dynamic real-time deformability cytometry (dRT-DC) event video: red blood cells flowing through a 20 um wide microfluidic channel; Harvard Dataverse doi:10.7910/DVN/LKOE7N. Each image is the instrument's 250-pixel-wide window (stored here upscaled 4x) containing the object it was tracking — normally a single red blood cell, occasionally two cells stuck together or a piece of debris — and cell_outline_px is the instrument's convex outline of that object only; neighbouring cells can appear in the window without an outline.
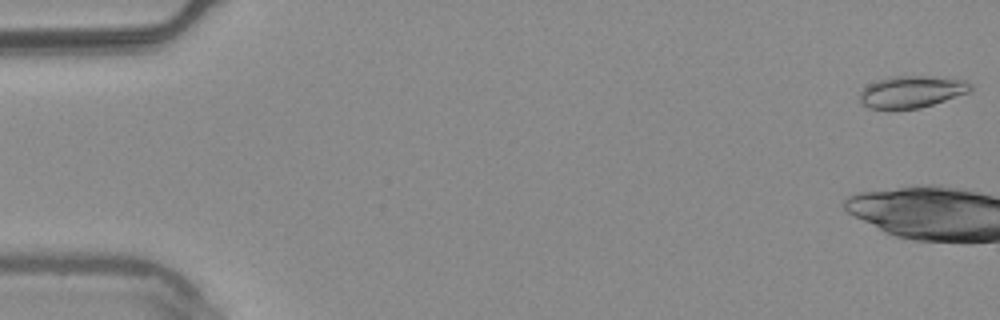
{"species": "common noctule bat (a hibernating species)", "species_latin": "Nyctalus noctula", "temperature_condition": "warm", "stored_images_in_passage": 7, "camera_frame_rate_fps": 3000, "um_per_image_px": 0.085, "animal": {"sex": "male", "body_mass_g": 20.4}, "frame": {"image": 1, "passage_image": 1, "time_ms": 0.0, "image_size_px": [1000, 320], "cell_outline_px": [[972, 88], [968, 92], [920, 108], [868, 108], [860, 100], [860, 92], [868, 84], [876, 80], [888, 76], [928, 76], [964, 80], [972, 84]], "centroid_in_image_um": [77.46, 7.78], "position_along_channel_um": 7.5, "area_um2": 20.29}}